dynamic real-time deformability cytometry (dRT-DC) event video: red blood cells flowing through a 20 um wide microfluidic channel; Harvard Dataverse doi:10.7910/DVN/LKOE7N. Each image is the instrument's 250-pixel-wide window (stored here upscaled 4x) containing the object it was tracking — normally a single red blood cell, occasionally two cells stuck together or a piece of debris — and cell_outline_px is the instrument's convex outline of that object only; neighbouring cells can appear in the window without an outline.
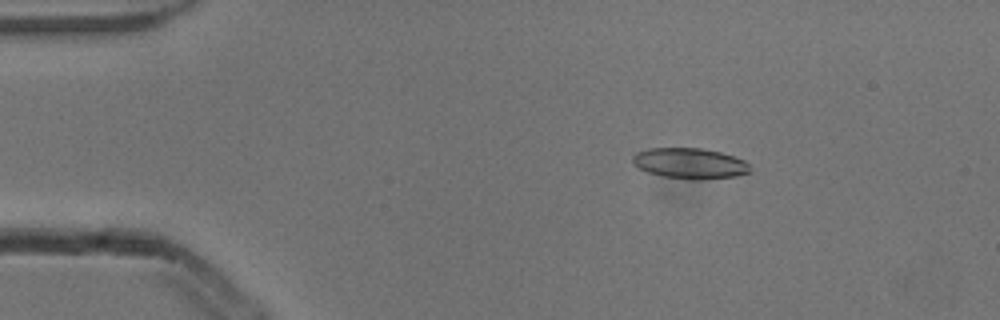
{"species": "common noctule bat (a hibernating species)", "species_latin": "Nyctalus noctula", "temperature_condition": "cold", "stored_images_in_passage": 3, "camera_frame_rate_fps": 3000, "um_per_image_px": 0.085, "animal": {"sex": "male", "body_mass_g": 13.3}, "frame": {"image": 1, "passage_image": 1, "time_ms": 0.0, "image_size_px": [1000, 320], "cell_outline_px": [[752, 172], [736, 176], [696, 180], [688, 180], [664, 176], [648, 172], [632, 164], [632, 156], [636, 152], [648, 148], [704, 148], [720, 152], [744, 160], [748, 164]], "centroid_in_image_um": [58.63, 13.89], "position_along_channel_um": 26.4, "area_um2": 21.1}}
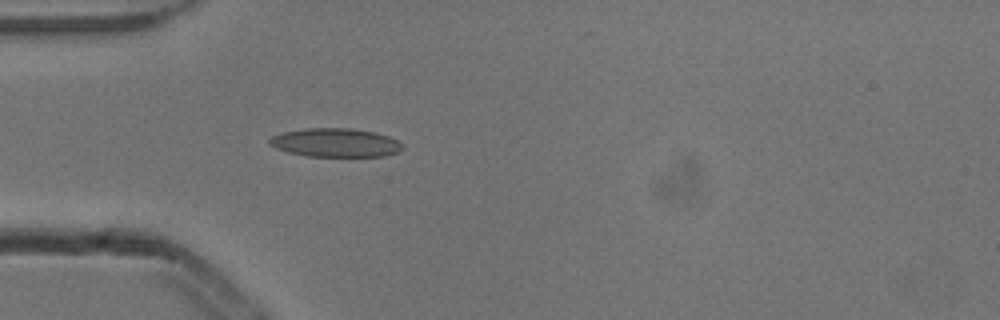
{"frame": {"image": 2, "passage_image": 3, "time_ms": 0.667, "image_size_px": [1000, 320], "cell_outline_px": [[404, 148], [396, 152], [384, 156], [308, 156], [288, 152], [276, 148], [268, 144], [268, 140], [272, 136], [284, 132], [304, 128], [352, 128], [376, 132], [388, 136], [404, 144]], "centroid_in_image_um": [28.52, 12.12], "position_along_channel_um": 56.5, "area_um2": 22.25}}